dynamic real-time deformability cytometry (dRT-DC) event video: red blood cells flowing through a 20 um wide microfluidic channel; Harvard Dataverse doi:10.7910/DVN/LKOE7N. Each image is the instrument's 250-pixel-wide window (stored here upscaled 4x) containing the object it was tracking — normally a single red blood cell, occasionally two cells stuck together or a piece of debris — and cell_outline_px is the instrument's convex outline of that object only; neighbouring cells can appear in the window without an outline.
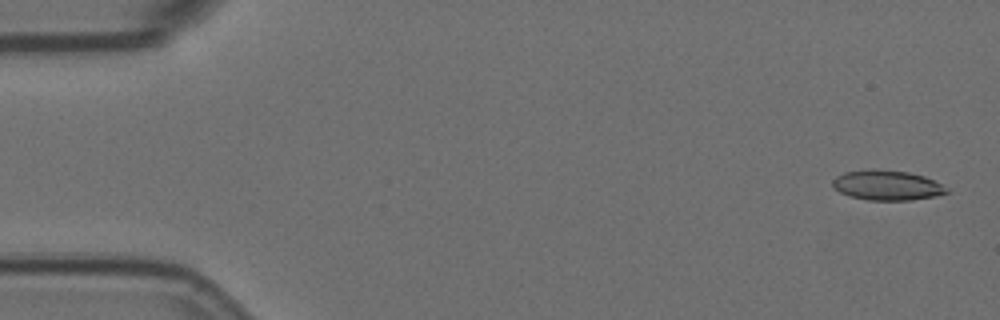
{"species": "Egyptian fruit bat (a non-hibernating species)", "species_latin": "Rousettus aegyptiacus", "temperature_condition": "room temperature", "stored_images_in_passage": 5, "camera_frame_rate_fps": 3000, "um_per_image_px": 0.085, "animal": {"sex": "female"}, "frame": {"image": 1, "passage_image": 1, "time_ms": 0.0, "image_size_px": [1000, 320], "cell_outline_px": [[948, 192], [936, 196], [912, 200], [868, 200], [848, 196], [832, 188], [832, 180], [836, 176], [844, 172], [876, 168], [908, 172], [924, 176], [948, 188]], "centroid_in_image_um": [75.35, 15.74], "position_along_channel_um": 9.6, "area_um2": 20.06}}
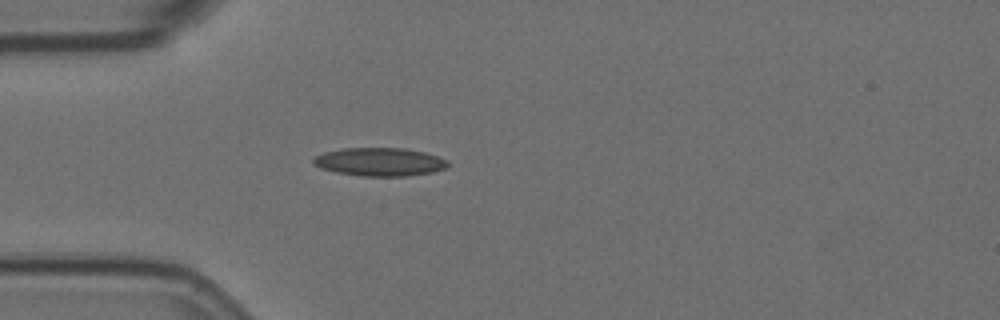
{"frame": {"image": 2, "passage_image": 5, "time_ms": 1.333, "image_size_px": [1000, 320], "cell_outline_px": [[448, 164], [444, 168], [432, 172], [408, 176], [360, 176], [336, 172], [320, 168], [312, 164], [312, 160], [316, 156], [324, 152], [340, 148], [404, 148], [424, 152], [448, 160]], "centroid_in_image_um": [32.23, 13.76], "position_along_channel_um": 52.8, "area_um2": 22.2}}